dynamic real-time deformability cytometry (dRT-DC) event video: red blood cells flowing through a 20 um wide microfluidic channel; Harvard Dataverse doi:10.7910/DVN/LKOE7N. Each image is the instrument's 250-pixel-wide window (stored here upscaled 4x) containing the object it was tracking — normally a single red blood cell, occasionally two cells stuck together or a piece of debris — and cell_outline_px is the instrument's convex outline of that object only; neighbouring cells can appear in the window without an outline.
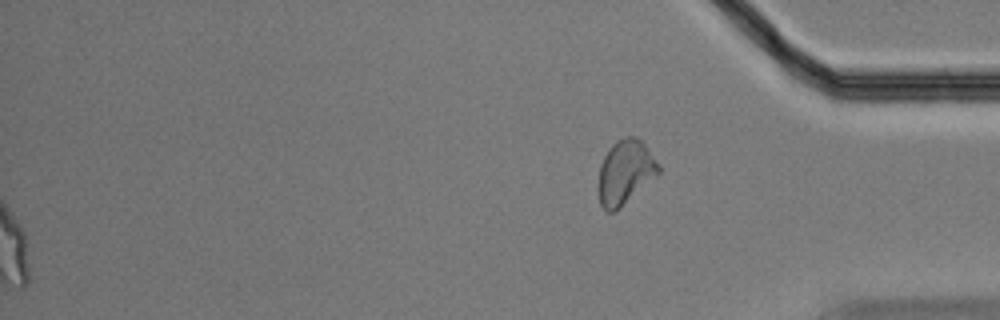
{"species": "Egyptian fruit bat (a non-hibernating species)", "species_latin": "Rousettus aegyptiacus", "temperature_condition": "cold", "stored_images_in_passage": 51, "segment_of_instrument_passage": [2, 2], "camera_frame_rate_fps": 3000, "um_per_image_px": 0.085, "animal": {"sex": "male"}, "frame": {"image": 1, "passage_image": 51, "time_ms": 16.667, "image_size_px": [1000, 320], "cell_outline_px": [[660, 172], [616, 212], [608, 212], [600, 204], [596, 188], [600, 164], [608, 148], [616, 140], [628, 136], [636, 136], [644, 144], [660, 164]], "centroid_in_image_um": [53.1, 14.65], "position_along_channel_um": 382.1, "area_um2": 22.83}}